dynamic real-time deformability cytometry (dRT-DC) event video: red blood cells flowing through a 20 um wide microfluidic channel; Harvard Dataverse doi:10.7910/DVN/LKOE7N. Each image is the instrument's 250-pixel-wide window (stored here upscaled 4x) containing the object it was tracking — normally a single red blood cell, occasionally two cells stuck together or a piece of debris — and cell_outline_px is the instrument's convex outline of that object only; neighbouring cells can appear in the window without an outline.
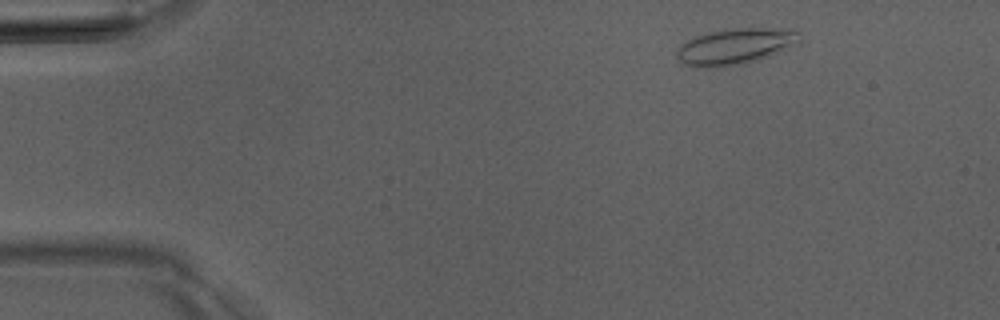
{"species": "Egyptian fruit bat (a non-hibernating species)", "species_latin": "Rousettus aegyptiacus", "temperature_condition": "room temperature", "stored_images_in_passage": 3, "camera_frame_rate_fps": 3000, "um_per_image_px": 0.085, "animal": {"sex": "male"}, "frame": {"image": 1, "passage_image": 1, "time_ms": 0.0, "image_size_px": [1000, 320], "cell_outline_px": [[800, 40], [768, 56], [744, 64], [720, 68], [692, 68], [684, 64], [676, 56], [676, 48], [680, 44], [692, 36], [708, 32], [732, 28], [792, 28], [800, 32]], "centroid_in_image_um": [62.4, 3.95], "position_along_channel_um": 22.6, "area_um2": 26.18}}